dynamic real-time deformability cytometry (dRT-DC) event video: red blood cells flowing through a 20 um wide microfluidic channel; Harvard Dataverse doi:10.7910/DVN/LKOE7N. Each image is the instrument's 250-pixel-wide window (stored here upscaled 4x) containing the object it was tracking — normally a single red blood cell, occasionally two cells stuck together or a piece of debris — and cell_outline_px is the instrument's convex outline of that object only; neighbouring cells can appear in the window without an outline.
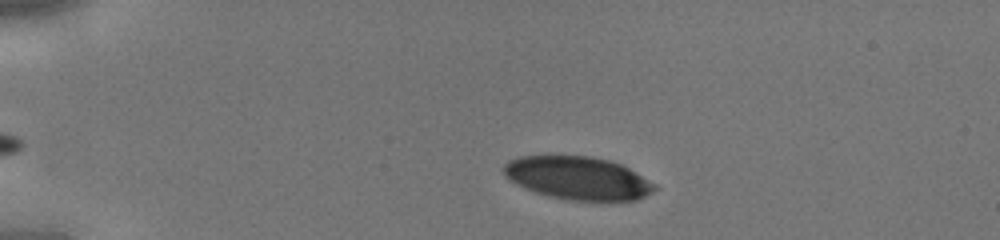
{"species": "human", "species_latin": "Homo sapiens", "temperature_condition": "cold", "stored_images_in_passage": 40, "camera_frame_rate_fps": 3000, "um_per_image_px": 0.085, "donor": {"sex": "male"}, "frame": {"image": 1, "passage_image": 6, "time_ms": 1.667, "image_size_px": [1000, 240], "cell_outline_px": [[660, 188], [636, 200], [568, 200], [548, 196], [536, 192], [516, 184], [504, 176], [504, 164], [508, 160], [520, 156], [548, 152], [592, 156], [608, 160], [620, 164], [628, 168], [656, 184]], "centroid_in_image_um": [49.06, 15.08], "position_along_channel_um": 35.9, "area_um2": 38.73}}
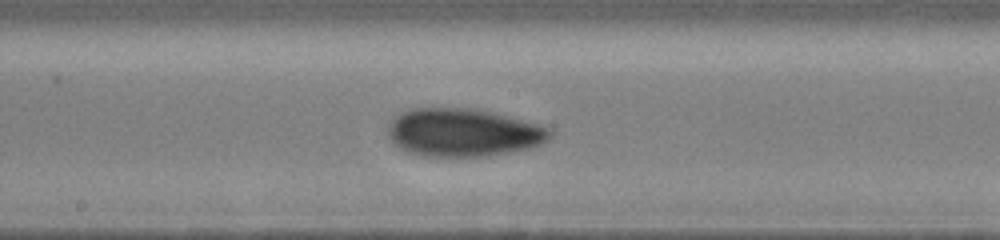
{"frame": {"image": 2, "passage_image": 21, "time_ms": 6.667, "image_size_px": [1000, 240], "cell_outline_px": [[552, 136], [548, 140], [532, 148], [488, 156], [420, 156], [408, 152], [400, 148], [388, 136], [388, 124], [400, 112], [412, 108], [476, 108], [492, 112], [536, 124], [548, 128], [552, 132]], "centroid_in_image_um": [39.36, 11.27], "position_along_channel_um": 208.8, "area_um2": 45.32}}
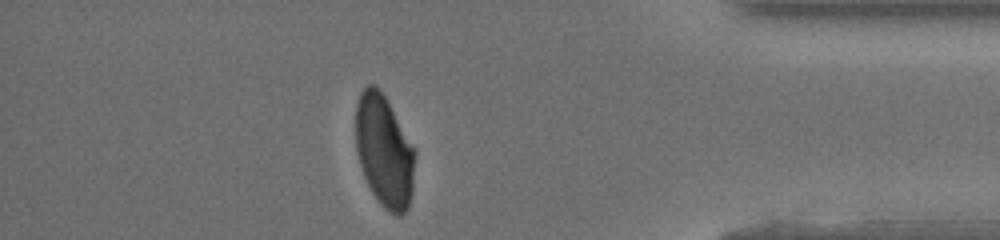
{"frame": {"image": 3, "passage_image": 35, "time_ms": 11.333, "image_size_px": [1000, 240], "cell_outline_px": [[416, 156], [412, 192], [408, 208], [400, 216], [384, 208], [380, 204], [372, 192], [364, 176], [360, 164], [356, 148], [356, 104], [360, 92], [368, 84], [372, 84], [384, 96], [416, 148]], "centroid_in_image_um": [32.68, 12.85], "position_along_channel_um": 402.5, "area_um2": 38.67}}